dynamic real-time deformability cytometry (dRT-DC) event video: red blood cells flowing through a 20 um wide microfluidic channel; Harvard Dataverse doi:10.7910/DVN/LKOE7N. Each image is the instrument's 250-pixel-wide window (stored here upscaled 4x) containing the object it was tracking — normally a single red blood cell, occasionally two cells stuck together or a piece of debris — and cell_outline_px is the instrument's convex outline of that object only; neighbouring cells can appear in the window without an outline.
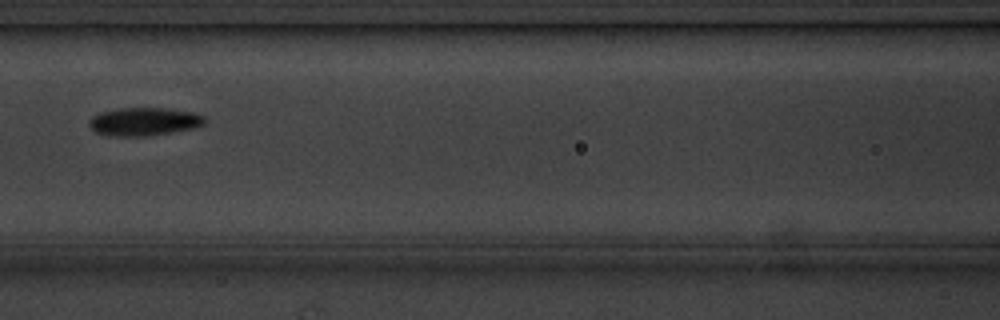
{"species": "common noctule bat (a hibernating species)", "species_latin": "Nyctalus noctula", "temperature_condition": "cold", "stored_images_in_passage": 5, "camera_frame_rate_fps": 3000, "um_per_image_px": 0.085, "animal": {"sex": "male", "body_mass_g": 20.1, "forearm_length_mm": 53.5}, "frame": {"image": 1, "passage_image": 5, "time_ms": 4.667, "image_size_px": [1000, 320], "cell_outline_px": [[208, 120], [204, 124], [192, 128], [144, 136], [112, 136], [96, 132], [88, 124], [88, 120], [92, 116], [100, 112], [120, 108], [164, 108], [196, 112], [204, 116]], "centroid_in_image_um": [12.25, 10.32], "position_along_channel_um": 154.4, "area_um2": 18.9}}